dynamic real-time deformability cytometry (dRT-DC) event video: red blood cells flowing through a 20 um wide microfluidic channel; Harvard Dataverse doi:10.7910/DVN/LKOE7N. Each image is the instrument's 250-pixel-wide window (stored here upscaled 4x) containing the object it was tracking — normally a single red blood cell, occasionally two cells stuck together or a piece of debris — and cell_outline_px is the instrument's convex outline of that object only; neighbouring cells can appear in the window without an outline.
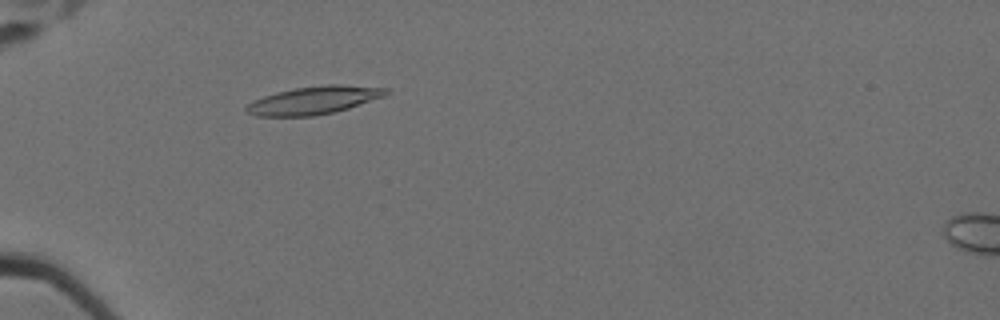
{"species": "Egyptian fruit bat (a non-hibernating species)", "species_latin": "Rousettus aegyptiacus", "temperature_condition": "cold", "stored_images_in_passage": 56, "camera_frame_rate_fps": 3000, "um_per_image_px": 0.085, "animal": {"sex": "female"}, "frame": {"image": 1, "passage_image": 16, "time_ms": 5.0, "image_size_px": [1000, 320], "cell_outline_px": [[392, 92], [384, 96], [348, 108], [332, 112], [312, 116], [256, 116], [244, 112], [244, 108], [248, 104], [264, 96], [276, 92], [296, 88], [328, 84], [340, 84], [388, 88]], "centroid_in_image_um": [26.69, 8.52], "position_along_channel_um": 58.3, "area_um2": 22.6}}
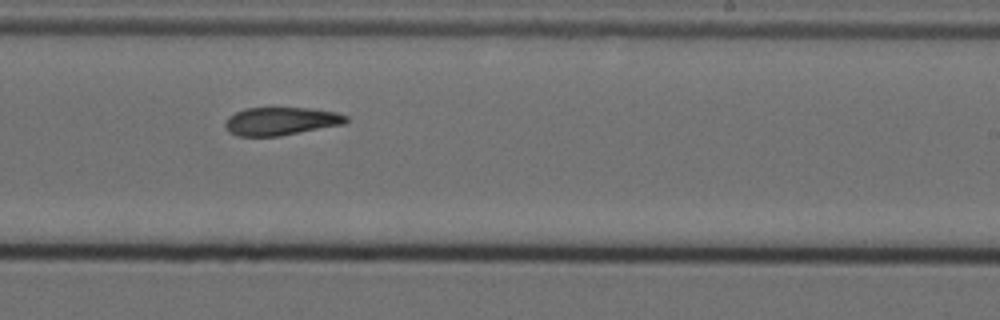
{"frame": {"image": 2, "passage_image": 35, "time_ms": 11.333, "image_size_px": [1000, 320], "cell_outline_px": [[348, 120], [344, 124], [280, 136], [236, 136], [228, 132], [224, 124], [228, 116], [244, 108], [312, 108], [336, 112], [348, 116]], "centroid_in_image_um": [23.86, 10.3], "position_along_channel_um": 265.1, "area_um2": 19.88}}
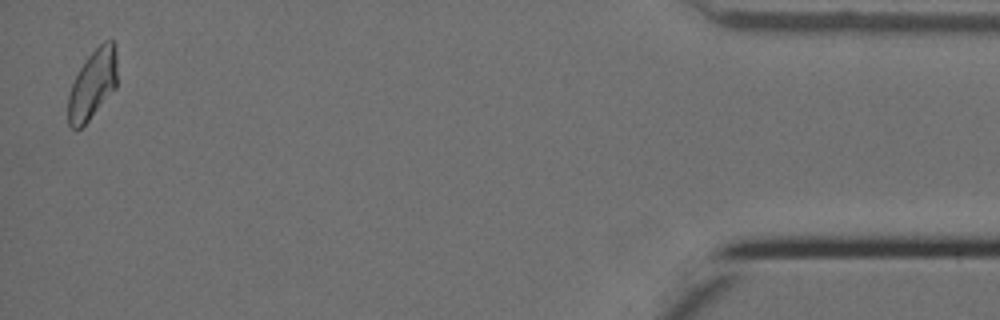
{"frame": {"image": 3, "passage_image": 55, "time_ms": 18.0, "image_size_px": [1000, 320], "cell_outline_px": [[116, 88], [88, 120], [76, 132], [68, 124], [68, 92], [80, 68], [88, 56], [104, 40], [112, 40], [116, 52]], "centroid_in_image_um": [7.85, 7.19], "position_along_channel_um": 427.3, "area_um2": 19.65}, "authors_computed_cell_mechanics": {"area_um2": 20.9236, "velocity_mm_per_s": 3.4832, "shape_relaxation_time_tau1_ms": null, "shape_relaxation_time_tau2_ms": 9.3966, "deformation_change_tau1": null, "deformation_change_tau2": 0.1843}}